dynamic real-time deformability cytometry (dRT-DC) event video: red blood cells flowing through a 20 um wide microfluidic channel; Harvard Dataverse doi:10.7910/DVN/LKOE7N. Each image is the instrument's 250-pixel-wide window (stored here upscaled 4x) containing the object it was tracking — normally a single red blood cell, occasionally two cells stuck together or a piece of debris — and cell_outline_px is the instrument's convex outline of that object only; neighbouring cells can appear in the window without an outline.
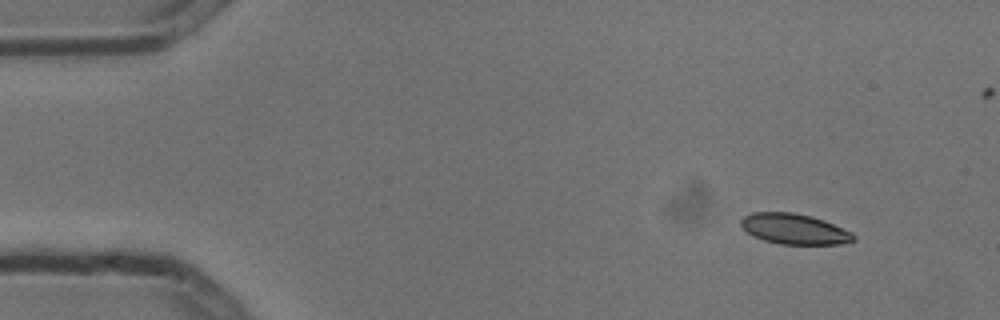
{"species": "common noctule bat (a hibernating species)", "species_latin": "Nyctalus noctula", "temperature_condition": "cold", "stored_images_in_passage": 4, "camera_frame_rate_fps": 3000, "um_per_image_px": 0.085, "animal": {"sex": "male", "body_mass_g": 13.3}, "frame": {"image": 1, "passage_image": 1, "time_ms": 0.0, "image_size_px": [1000, 320], "cell_outline_px": [[856, 240], [840, 244], [780, 244], [764, 240], [752, 236], [740, 224], [740, 220], [744, 216], [752, 212], [792, 212], [812, 216], [824, 220], [852, 232], [856, 236]], "centroid_in_image_um": [67.52, 19.46], "position_along_channel_um": 17.5, "area_um2": 20.06}}
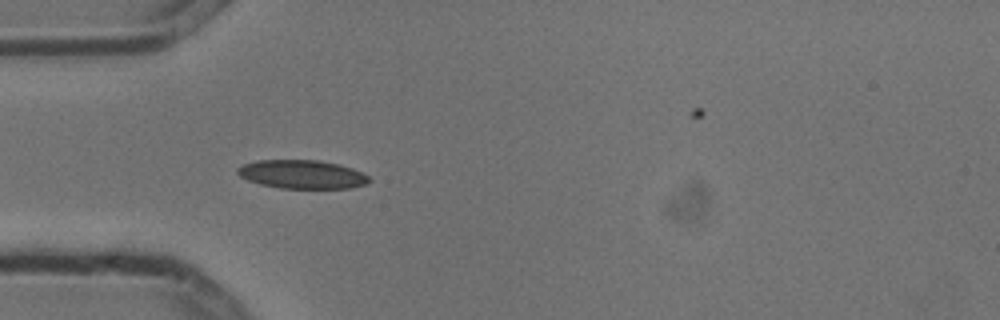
{"frame": {"image": 2, "passage_image": 4, "time_ms": 1.0, "image_size_px": [1000, 320], "cell_outline_px": [[372, 180], [368, 184], [352, 188], [280, 188], [260, 184], [248, 180], [240, 176], [236, 172], [236, 168], [244, 164], [256, 160], [320, 160], [340, 164], [352, 168], [368, 176]], "centroid_in_image_um": [25.69, 14.82], "position_along_channel_um": 59.3, "area_um2": 22.08}}